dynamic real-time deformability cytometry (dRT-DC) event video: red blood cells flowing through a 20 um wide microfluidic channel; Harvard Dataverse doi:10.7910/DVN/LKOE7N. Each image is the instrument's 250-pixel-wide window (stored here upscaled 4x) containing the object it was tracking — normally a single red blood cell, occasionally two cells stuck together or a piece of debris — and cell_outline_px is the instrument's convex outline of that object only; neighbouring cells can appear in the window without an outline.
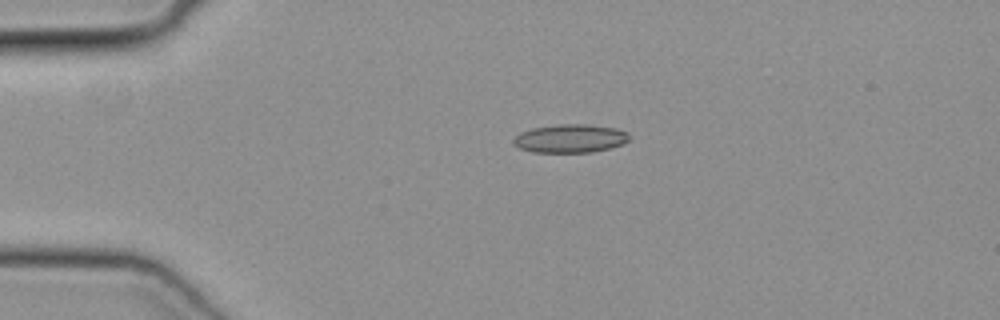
{"species": "common noctule bat (a hibernating species)", "species_latin": "Nyctalus noctula", "temperature_condition": "cold", "stored_images_in_passage": 27, "camera_frame_rate_fps": 3000, "um_per_image_px": 0.085, "animal": {"sex": "female", "body_mass_g": 19.3, "forearm_length_mm": 54.1}, "frame": {"image": 1, "passage_image": 1, "time_ms": 0.0, "image_size_px": [1000, 320], "cell_outline_px": [[628, 140], [624, 144], [592, 152], [532, 152], [520, 148], [512, 144], [512, 140], [520, 132], [532, 128], [560, 124], [588, 124], [616, 128], [628, 132]], "centroid_in_image_um": [48.45, 11.77], "position_along_channel_um": 36.5, "area_um2": 19.19}}
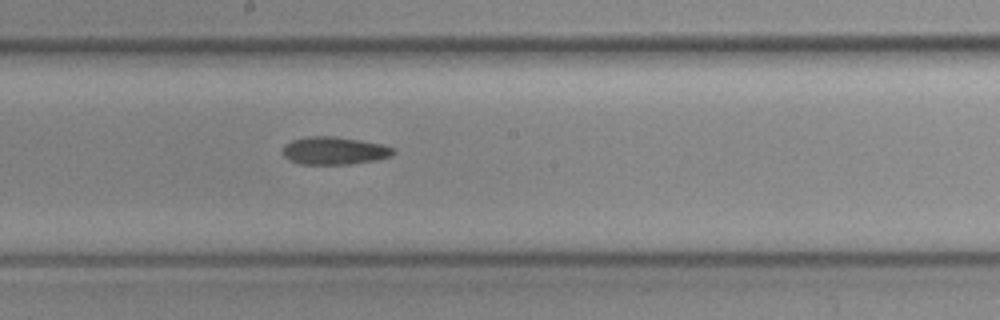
{"frame": {"image": 2, "passage_image": 17, "time_ms": 5.333, "image_size_px": [1000, 320], "cell_outline_px": [[396, 152], [392, 156], [376, 160], [348, 164], [300, 164], [288, 160], [284, 156], [284, 144], [292, 140], [308, 136], [336, 136], [360, 140], [380, 144], [392, 148]], "centroid_in_image_um": [28.4, 12.81], "position_along_channel_um": 219.8, "area_um2": 17.86}}
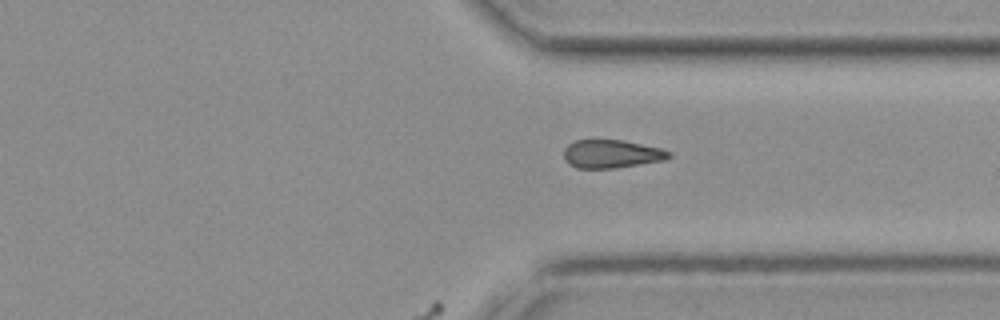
{"frame": {"image": 3, "passage_image": 27, "time_ms": 8.667, "image_size_px": [1000, 320], "cell_outline_px": [[672, 156], [664, 160], [616, 168], [576, 168], [568, 164], [564, 160], [564, 148], [568, 144], [576, 140], [624, 140], [660, 148], [672, 152]], "centroid_in_image_um": [51.97, 13.08], "position_along_channel_um": 359.4, "area_um2": 17.4}}